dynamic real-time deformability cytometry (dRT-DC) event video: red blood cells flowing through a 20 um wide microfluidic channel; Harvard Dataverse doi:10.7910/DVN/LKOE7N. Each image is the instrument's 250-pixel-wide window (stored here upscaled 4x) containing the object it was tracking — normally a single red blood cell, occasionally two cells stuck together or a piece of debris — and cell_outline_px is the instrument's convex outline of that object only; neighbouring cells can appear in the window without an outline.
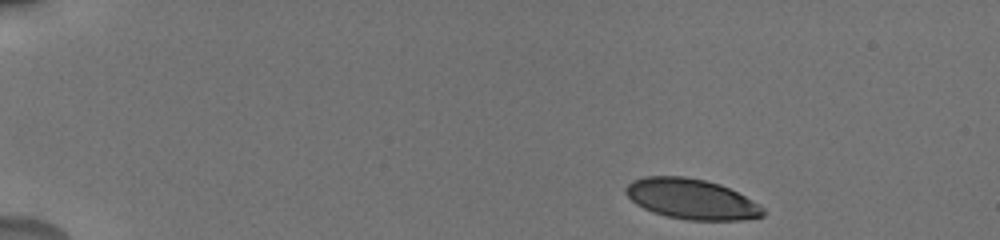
{"species": "human", "species_latin": "Homo sapiens", "temperature_condition": "cold", "stored_images_in_passage": 25, "camera_frame_rate_fps": 3000, "um_per_image_px": 0.085, "donor": {"sex": "male"}, "frame": {"image": 1, "passage_image": 1, "time_ms": 0.0, "image_size_px": [1000, 240], "cell_outline_px": [[764, 216], [740, 220], [688, 220], [668, 216], [652, 212], [636, 204], [624, 192], [624, 188], [632, 180], [644, 176], [684, 176], [704, 180], [720, 184], [760, 204], [764, 208]], "centroid_in_image_um": [58.76, 16.91], "position_along_channel_um": 26.2, "area_um2": 32.19}}
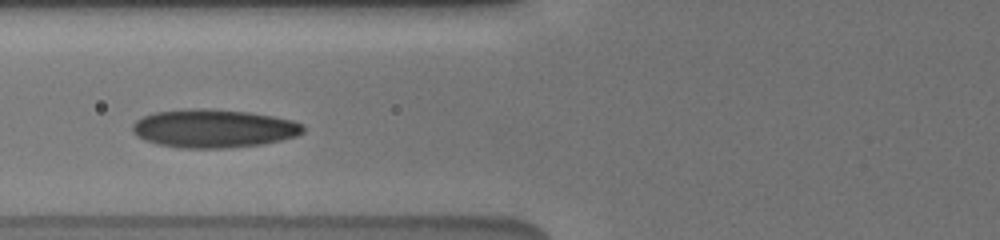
{"frame": {"image": 2, "passage_image": 12, "time_ms": 5.0, "image_size_px": [1000, 240], "cell_outline_px": [[304, 132], [296, 136], [264, 144], [228, 148], [180, 148], [156, 144], [144, 140], [136, 136], [132, 132], [132, 124], [136, 120], [144, 116], [156, 112], [188, 108], [212, 108], [248, 112], [272, 116], [292, 120], [304, 124]], "centroid_in_image_um": [18.14, 10.92], "position_along_channel_um": 107.7, "area_um2": 38.49}}
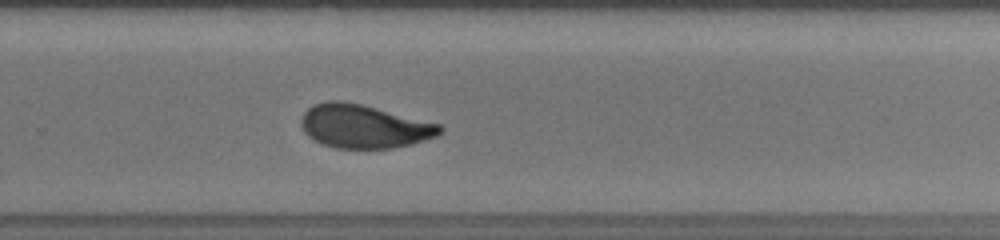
{"frame": {"image": 3, "passage_image": 25, "time_ms": 10.0, "image_size_px": [1000, 240], "cell_outline_px": [[444, 128], [436, 136], [412, 144], [392, 148], [332, 148], [308, 136], [304, 132], [300, 124], [300, 120], [304, 112], [312, 104], [328, 100], [344, 100], [440, 124]], "centroid_in_image_um": [30.89, 10.73], "position_along_channel_um": 298.9, "area_um2": 35.08}}